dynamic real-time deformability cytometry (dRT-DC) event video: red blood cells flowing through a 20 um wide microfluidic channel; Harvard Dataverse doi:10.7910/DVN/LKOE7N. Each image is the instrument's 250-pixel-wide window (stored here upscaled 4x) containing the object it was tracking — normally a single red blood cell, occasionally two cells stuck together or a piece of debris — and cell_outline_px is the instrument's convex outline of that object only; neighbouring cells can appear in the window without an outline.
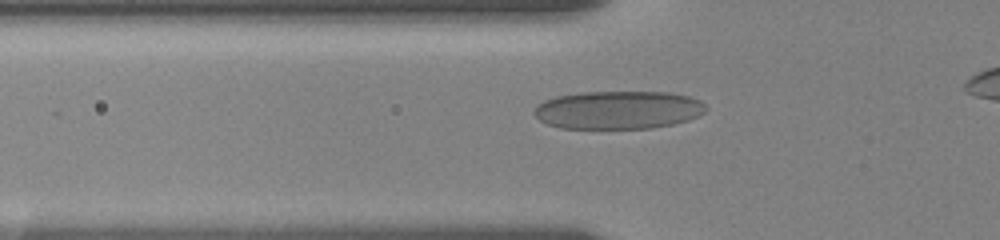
{"species": "human", "species_latin": "Homo sapiens", "temperature_condition": "room temperature", "stored_images_in_passage": 36, "camera_frame_rate_fps": 3000, "um_per_image_px": 0.085, "donor": {"sex": "female"}, "frame": {"image": 1, "passage_image": 4, "time_ms": 1.0, "image_size_px": [1000, 240], "cell_outline_px": [[708, 108], [704, 112], [688, 120], [672, 124], [652, 128], [560, 128], [548, 124], [540, 120], [532, 112], [536, 104], [544, 100], [556, 96], [580, 92], [668, 92], [688, 96], [700, 100]], "centroid_in_image_um": [52.52, 9.34], "position_along_channel_um": 73.3, "area_um2": 38.26}}
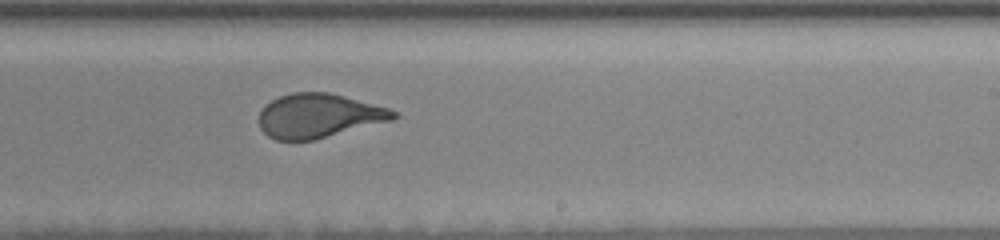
{"frame": {"image": 2, "passage_image": 20, "time_ms": 6.333, "image_size_px": [1000, 240], "cell_outline_px": [[400, 116], [392, 120], [316, 140], [276, 140], [268, 136], [260, 128], [260, 112], [272, 100], [280, 96], [292, 92], [328, 92], [344, 96], [388, 108], [396, 112]], "centroid_in_image_um": [27.11, 9.85], "position_along_channel_um": 261.9, "area_um2": 34.39}}
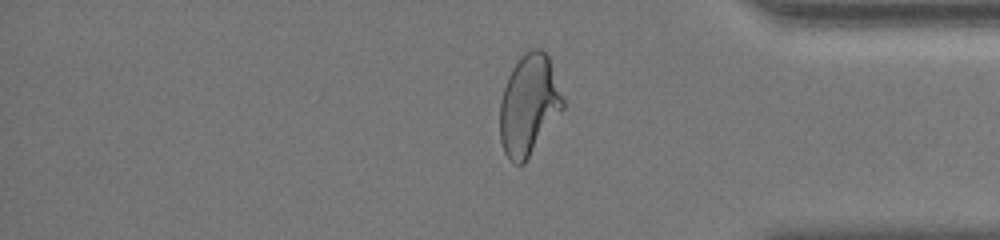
{"frame": {"image": 3, "passage_image": 32, "time_ms": 10.333, "image_size_px": [1000, 240], "cell_outline_px": [[564, 108], [524, 164], [516, 164], [504, 152], [500, 140], [500, 100], [508, 76], [512, 68], [520, 56], [524, 52], [532, 48], [540, 48], [548, 56], [564, 100]], "centroid_in_image_um": [44.94, 8.91], "position_along_channel_um": 390.3, "area_um2": 36.7}}